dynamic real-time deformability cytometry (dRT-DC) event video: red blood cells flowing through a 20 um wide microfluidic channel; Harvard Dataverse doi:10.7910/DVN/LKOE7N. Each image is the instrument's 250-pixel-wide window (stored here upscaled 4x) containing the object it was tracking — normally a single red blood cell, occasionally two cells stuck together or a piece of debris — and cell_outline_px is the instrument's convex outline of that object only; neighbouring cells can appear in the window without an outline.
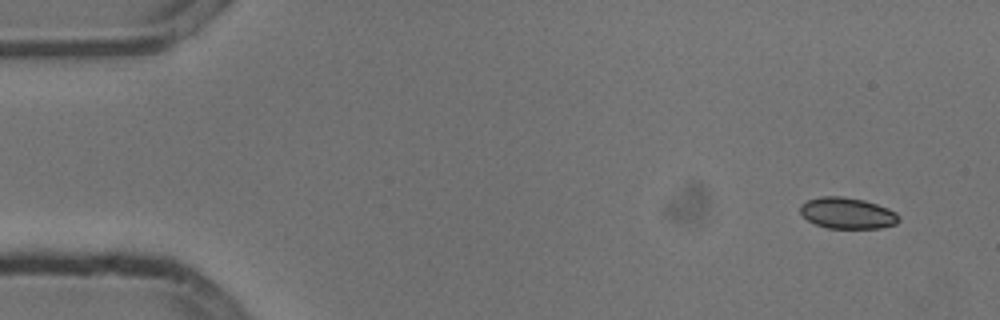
{"species": "common noctule bat (a hibernating species)", "species_latin": "Nyctalus noctula", "temperature_condition": "cold", "stored_images_in_passage": 9, "camera_frame_rate_fps": 3000, "um_per_image_px": 0.085, "animal": {"sex": "male", "body_mass_g": 13.3}, "frame": {"image": 1, "passage_image": 1, "time_ms": 0.0, "image_size_px": [1000, 320], "cell_outline_px": [[900, 220], [896, 224], [880, 228], [828, 228], [816, 224], [808, 220], [800, 212], [800, 204], [808, 200], [820, 196], [840, 196], [864, 200], [888, 208], [896, 212], [900, 216]], "centroid_in_image_um": [72.04, 18.11], "position_along_channel_um": 13.0, "area_um2": 17.92}}
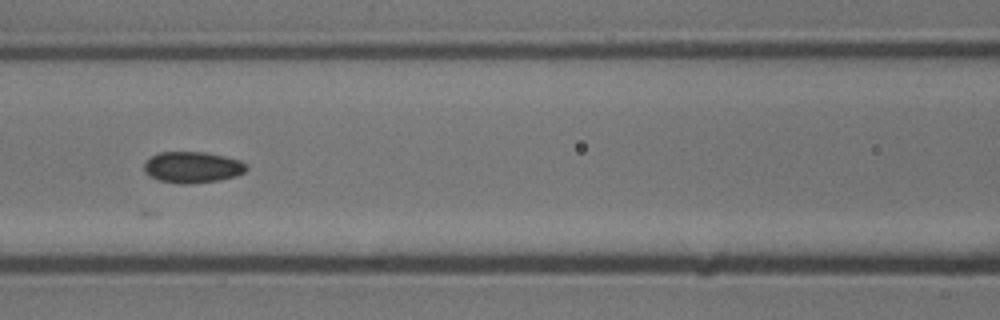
{"frame": {"image": 2, "passage_image": 6, "time_ms": 1.667, "image_size_px": [1000, 320], "cell_outline_px": [[248, 168], [244, 172], [236, 176], [220, 180], [188, 184], [184, 184], [160, 180], [148, 176], [144, 172], [144, 164], [152, 156], [160, 152], [204, 152], [224, 156], [240, 160], [248, 164]], "centroid_in_image_um": [16.38, 14.22], "position_along_channel_um": 150.2, "area_um2": 18.61}}
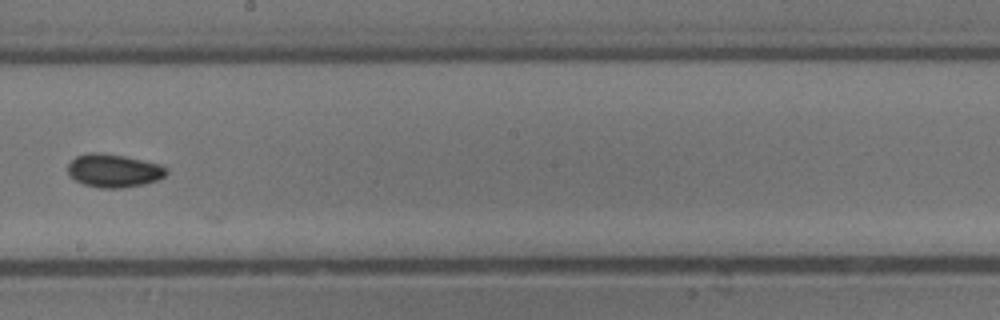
{"frame": {"image": 3, "passage_image": 8, "time_ms": 2.333, "image_size_px": [1000, 320], "cell_outline_px": [[168, 172], [164, 176], [156, 180], [144, 184], [120, 188], [100, 188], [84, 184], [76, 180], [68, 172], [68, 164], [76, 156], [88, 152], [100, 152], [124, 156], [160, 164], [168, 168]], "centroid_in_image_um": [9.67, 14.49], "position_along_channel_um": 238.5, "area_um2": 19.02}}